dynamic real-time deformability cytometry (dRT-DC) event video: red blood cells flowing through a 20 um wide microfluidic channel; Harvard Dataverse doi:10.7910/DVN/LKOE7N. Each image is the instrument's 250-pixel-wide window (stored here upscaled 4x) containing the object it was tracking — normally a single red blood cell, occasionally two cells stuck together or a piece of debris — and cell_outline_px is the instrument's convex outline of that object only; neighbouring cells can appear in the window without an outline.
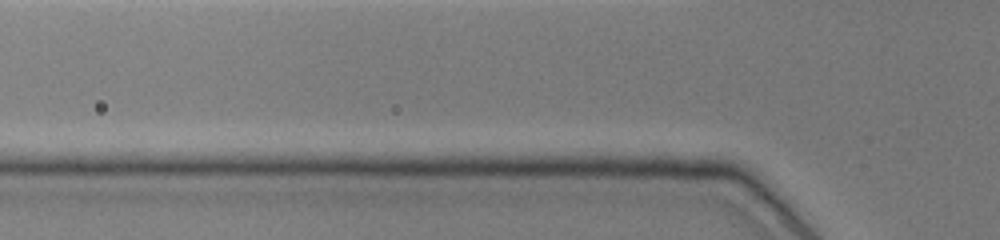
{"species": "common noctule bat (a hibernating species)", "species_latin": "Nyctalus noctula", "temperature_condition": "cold", "stored_images_in_passage": 4, "camera_frame_rate_fps": 3000, "um_per_image_px": 0.085, "animal": {"sex": "female", "body_mass_g": 19.0, "forearm_length_mm": 51.5}, "frame": {"image": 1, "passage_image": 4, "time_ms": 1.0, "image_size_px": [1000, 240], "cell_outline_px": [[516, 200], [500, 204], [344, 208], [328, 200], [328, 196], [368, 192], [508, 196]], "centroid_in_image_um": [35.08, 16.99], "position_along_channel_um": 90.7, "area_um2": 15.37}}